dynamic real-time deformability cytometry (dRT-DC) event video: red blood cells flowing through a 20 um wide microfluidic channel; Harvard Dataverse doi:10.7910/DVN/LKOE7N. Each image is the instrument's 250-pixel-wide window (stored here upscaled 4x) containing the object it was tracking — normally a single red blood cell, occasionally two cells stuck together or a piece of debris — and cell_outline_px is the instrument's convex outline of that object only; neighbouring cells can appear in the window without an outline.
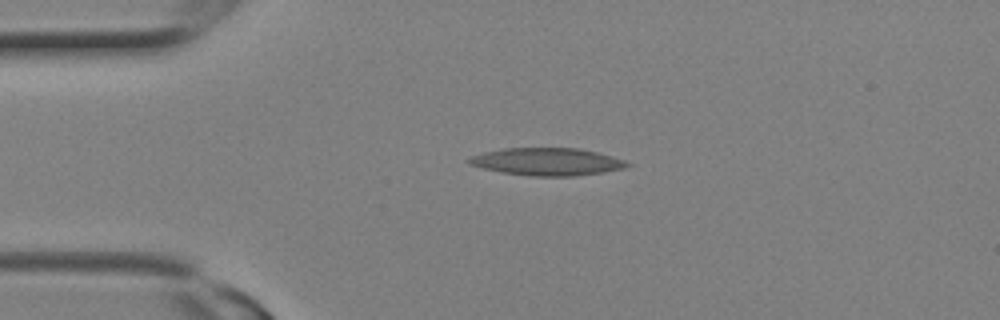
{"species": "Egyptian fruit bat (a non-hibernating species)", "species_latin": "Rousettus aegyptiacus", "temperature_condition": "room temperature", "stored_images_in_passage": 4, "camera_frame_rate_fps": 3000, "um_per_image_px": 0.085, "animal": {"sex": "female"}, "frame": {"image": 1, "passage_image": 1, "time_ms": 0.0, "image_size_px": [1000, 320], "cell_outline_px": [[632, 164], [624, 168], [604, 172], [572, 176], [532, 176], [504, 172], [484, 168], [468, 164], [464, 160], [472, 156], [484, 152], [504, 148], [580, 148], [612, 156], [624, 160]], "centroid_in_image_um": [46.51, 13.74], "position_along_channel_um": 38.5, "area_um2": 25.26}}
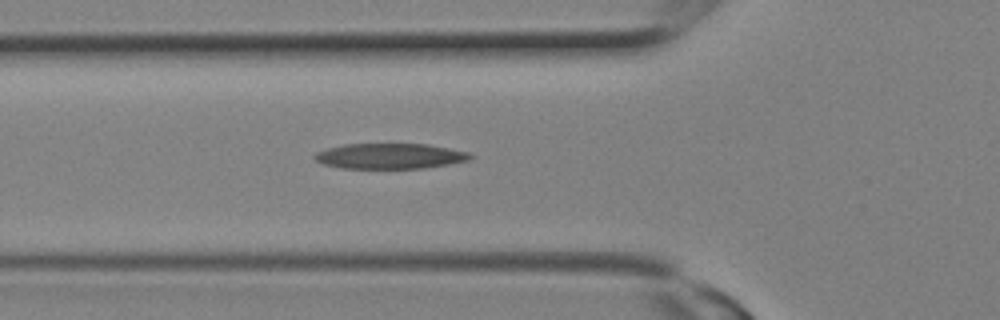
{"frame": {"image": 2, "passage_image": 4, "time_ms": 1.0, "image_size_px": [1000, 320], "cell_outline_px": [[476, 156], [468, 160], [448, 164], [424, 168], [340, 168], [324, 164], [316, 160], [312, 156], [316, 152], [328, 148], [344, 144], [428, 144], [468, 152]], "centroid_in_image_um": [33.14, 13.26], "position_along_channel_um": 92.7, "area_um2": 23.0}}